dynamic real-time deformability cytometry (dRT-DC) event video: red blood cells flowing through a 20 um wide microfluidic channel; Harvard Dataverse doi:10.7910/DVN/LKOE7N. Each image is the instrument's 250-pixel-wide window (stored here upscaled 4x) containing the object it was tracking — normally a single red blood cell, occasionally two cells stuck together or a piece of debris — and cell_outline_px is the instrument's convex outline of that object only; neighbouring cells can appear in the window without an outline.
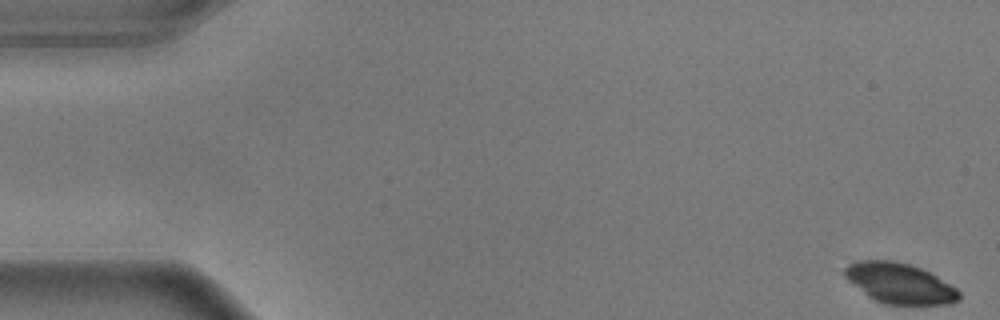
{"species": "common noctule bat (a hibernating species)", "species_latin": "Nyctalus noctula", "temperature_condition": "warm", "stored_images_in_passage": 56, "camera_frame_rate_fps": 3000, "um_per_image_px": 0.085, "animal": {"sex": "male", "body_mass_g": 17.9}, "frame": {"image": 1, "passage_image": 1, "time_ms": 0.0, "image_size_px": [1000, 320], "cell_outline_px": [[960, 300], [948, 304], [884, 304], [868, 296], [848, 280], [844, 276], [844, 268], [848, 264], [856, 260], [892, 260], [908, 264], [920, 268], [936, 276], [956, 288], [960, 292]], "centroid_in_image_um": [76.45, 24.07], "position_along_channel_um": 8.5, "area_um2": 26.7}}
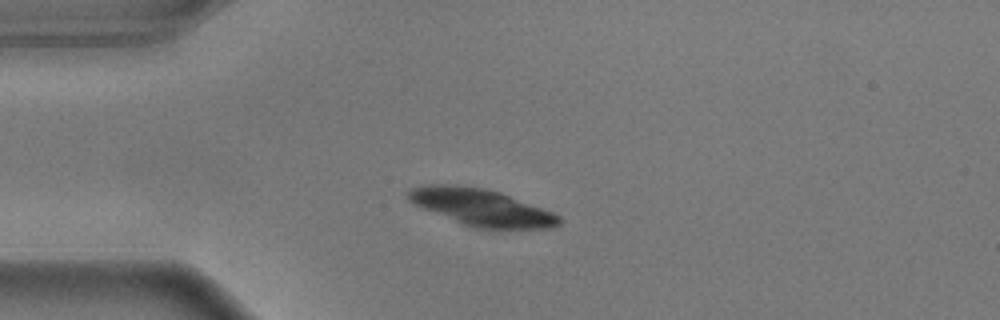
{"frame": {"image": 2, "passage_image": 14, "time_ms": 4.333, "image_size_px": [1000, 320], "cell_outline_px": [[560, 224], [552, 228], [476, 228], [464, 224], [412, 204], [404, 196], [412, 188], [428, 184], [444, 184], [480, 188], [500, 192], [552, 212], [560, 216]], "centroid_in_image_um": [40.88, 17.62], "position_along_channel_um": 44.1, "area_um2": 31.85}}